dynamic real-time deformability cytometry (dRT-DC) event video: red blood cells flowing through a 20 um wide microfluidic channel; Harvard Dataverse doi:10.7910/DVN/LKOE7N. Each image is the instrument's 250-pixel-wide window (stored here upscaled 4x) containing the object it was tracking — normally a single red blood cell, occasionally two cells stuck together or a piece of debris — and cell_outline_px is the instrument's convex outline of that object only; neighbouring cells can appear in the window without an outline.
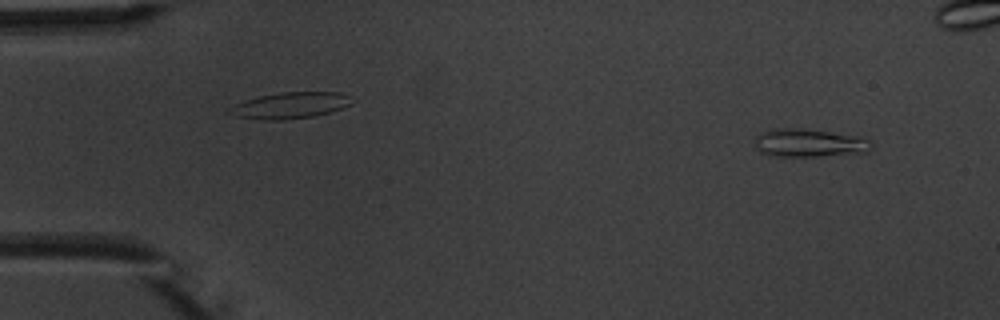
{"species": "common noctule bat (a hibernating species)", "species_latin": "Nyctalus noctula", "temperature_condition": "warm", "stored_images_in_passage": 5, "camera_frame_rate_fps": 3000, "um_per_image_px": 0.085, "animal": {"sex": "male", "body_mass_g": 20.1, "forearm_length_mm": 53.5}, "frame": {"image": 1, "passage_image": 1, "time_ms": 0.0, "image_size_px": [1000, 320], "cell_outline_px": [[872, 148], [868, 152], [820, 156], [776, 156], [760, 152], [756, 148], [756, 136], [764, 132], [776, 128], [800, 128], [856, 136], [872, 140]], "centroid_in_image_um": [68.81, 12.16], "position_along_channel_um": 16.2, "area_um2": 18.9}}